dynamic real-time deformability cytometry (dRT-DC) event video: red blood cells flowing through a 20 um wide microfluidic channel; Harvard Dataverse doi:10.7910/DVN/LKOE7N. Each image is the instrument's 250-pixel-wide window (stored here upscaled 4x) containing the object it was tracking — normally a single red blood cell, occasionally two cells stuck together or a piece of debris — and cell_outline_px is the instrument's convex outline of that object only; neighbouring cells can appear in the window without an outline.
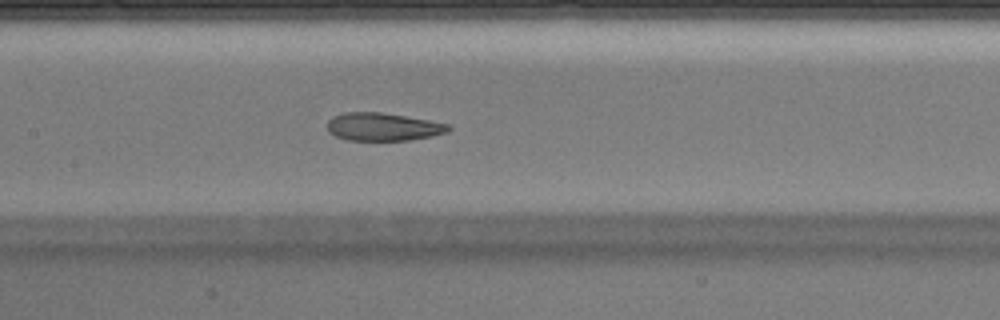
{"species": "Egyptian fruit bat (a non-hibernating species)", "species_latin": "Rousettus aegyptiacus", "temperature_condition": "warm", "stored_images_in_passage": 30, "camera_frame_rate_fps": 3000, "um_per_image_px": 0.085, "animal": {"sex": "male"}, "frame": {"image": 1, "passage_image": 13, "time_ms": 4.0, "image_size_px": [1000, 320], "cell_outline_px": [[452, 128], [448, 132], [432, 136], [408, 140], [348, 140], [336, 136], [328, 132], [328, 120], [332, 116], [344, 112], [384, 112], [428, 120], [448, 124]], "centroid_in_image_um": [32.55, 10.77], "position_along_channel_um": 174.9, "area_um2": 19.77}}